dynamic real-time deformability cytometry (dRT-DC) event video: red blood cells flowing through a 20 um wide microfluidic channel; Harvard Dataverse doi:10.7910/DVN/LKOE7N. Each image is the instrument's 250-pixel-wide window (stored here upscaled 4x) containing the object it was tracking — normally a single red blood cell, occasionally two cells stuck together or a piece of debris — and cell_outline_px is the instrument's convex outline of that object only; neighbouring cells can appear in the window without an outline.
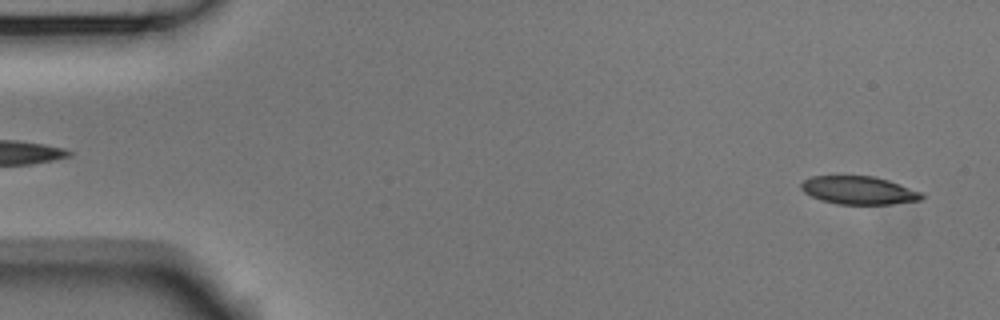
{"species": "Egyptian fruit bat (a non-hibernating species)", "species_latin": "Rousettus aegyptiacus", "temperature_condition": "room temperature", "stored_images_in_passage": 9, "camera_frame_rate_fps": 3000, "um_per_image_px": 0.085, "animal": {"sex": "male"}, "frame": {"image": 1, "passage_image": 2, "time_ms": 0.333, "image_size_px": [1000, 320], "cell_outline_px": [[924, 196], [920, 200], [892, 204], [836, 204], [820, 200], [804, 192], [800, 188], [800, 184], [804, 180], [812, 176], [872, 176], [888, 180], [924, 192]], "centroid_in_image_um": [73.01, 16.18], "position_along_channel_um": 12.0, "area_um2": 19.83}}